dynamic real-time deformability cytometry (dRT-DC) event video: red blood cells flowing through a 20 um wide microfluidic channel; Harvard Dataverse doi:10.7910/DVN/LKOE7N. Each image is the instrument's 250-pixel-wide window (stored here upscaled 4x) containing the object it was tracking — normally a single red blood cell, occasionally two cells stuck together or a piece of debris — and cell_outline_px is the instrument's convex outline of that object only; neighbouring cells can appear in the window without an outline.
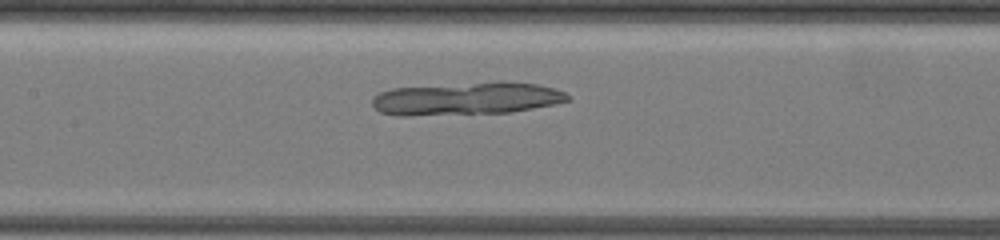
{"species": "common noctule bat (a hibernating species)", "species_latin": "Nyctalus noctula", "temperature_condition": "warm", "stored_images_in_passage": 40, "camera_frame_rate_fps": 3000, "um_per_image_px": 0.085, "animal": {"sex": "female", "body_mass_g": 19.5, "forearm_length_mm": 54.1}, "frame": {"image": 1, "passage_image": 17, "time_ms": 5.333, "image_size_px": [1000, 240], "cell_outline_px": [[572, 100], [556, 104], [512, 112], [408, 116], [396, 116], [380, 112], [372, 104], [372, 96], [380, 92], [392, 88], [500, 80], [504, 80], [536, 84], [552, 88], [564, 92], [572, 96]], "centroid_in_image_um": [39.68, 8.37], "position_along_channel_um": 167.7, "area_um2": 38.03}}
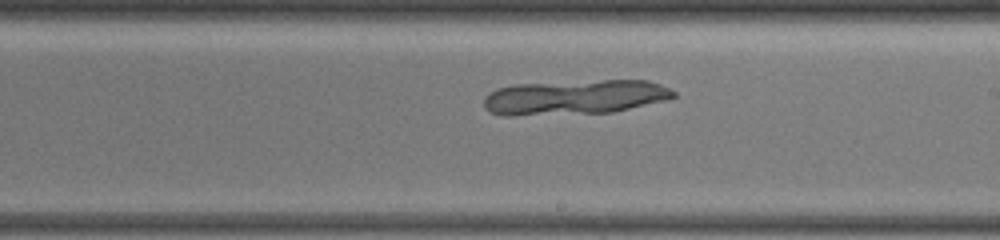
{"frame": {"image": 2, "passage_image": 23, "time_ms": 7.333, "image_size_px": [1000, 240], "cell_outline_px": [[676, 96], [664, 100], [612, 112], [512, 116], [504, 116], [488, 112], [484, 108], [484, 96], [488, 92], [496, 88], [516, 84], [604, 80], [648, 80], [660, 84], [676, 92]], "centroid_in_image_um": [48.78, 8.26], "position_along_channel_um": 240.2, "area_um2": 38.55}}
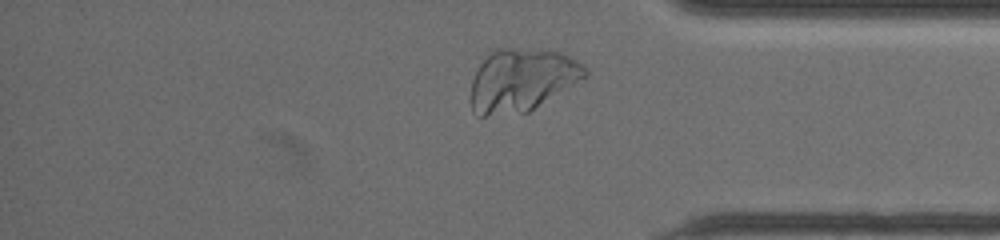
{"frame": {"image": 3, "passage_image": 36, "time_ms": 11.667, "image_size_px": [1000, 240], "cell_outline_px": [[588, 76], [528, 112], [484, 116], [480, 116], [472, 112], [472, 80], [480, 64], [496, 48], [512, 48], [560, 52], [576, 60], [588, 72]], "centroid_in_image_um": [44.35, 6.81], "position_along_channel_um": 390.9, "area_um2": 41.21}}